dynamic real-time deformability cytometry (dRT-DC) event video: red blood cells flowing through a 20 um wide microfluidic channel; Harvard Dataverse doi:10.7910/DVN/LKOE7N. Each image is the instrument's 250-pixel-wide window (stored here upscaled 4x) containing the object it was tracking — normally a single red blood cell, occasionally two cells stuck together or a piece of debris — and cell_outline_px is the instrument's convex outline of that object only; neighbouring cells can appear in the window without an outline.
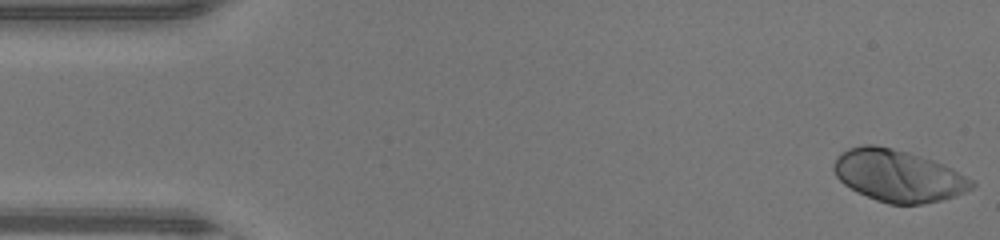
{"species": "human", "species_latin": "Homo sapiens", "temperature_condition": "warm", "stored_images_in_passage": 46, "camera_frame_rate_fps": 3000, "um_per_image_px": 0.085, "donor": {"sex": "male"}, "frame": {"image": 1, "passage_image": 1, "time_ms": 0.0, "image_size_px": [1000, 240], "cell_outline_px": [[976, 184], [972, 188], [956, 196], [940, 200], [920, 204], [888, 204], [876, 200], [856, 192], [844, 184], [836, 176], [832, 168], [832, 164], [836, 156], [840, 152], [848, 148], [864, 144], [876, 144], [908, 152], [944, 164], [976, 180]], "centroid_in_image_um": [76.33, 14.93], "position_along_channel_um": 8.7, "area_um2": 42.14}}
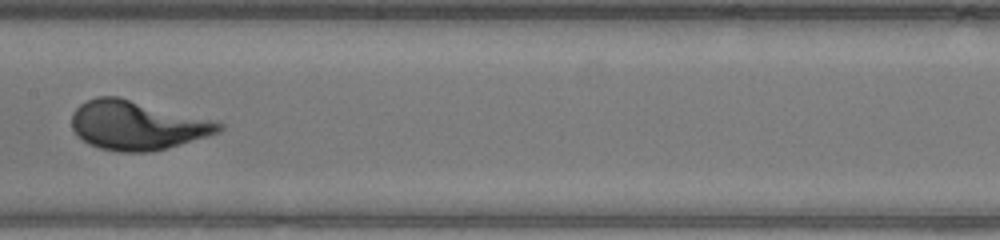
{"frame": {"image": 2, "passage_image": 23, "time_ms": 7.333, "image_size_px": [1000, 240], "cell_outline_px": [[224, 128], [220, 132], [208, 136], [180, 144], [148, 152], [120, 152], [100, 148], [88, 144], [76, 136], [72, 128], [72, 112], [80, 104], [96, 96], [120, 96], [224, 124]], "centroid_in_image_um": [11.59, 10.65], "position_along_channel_um": 195.8, "area_um2": 41.85}}
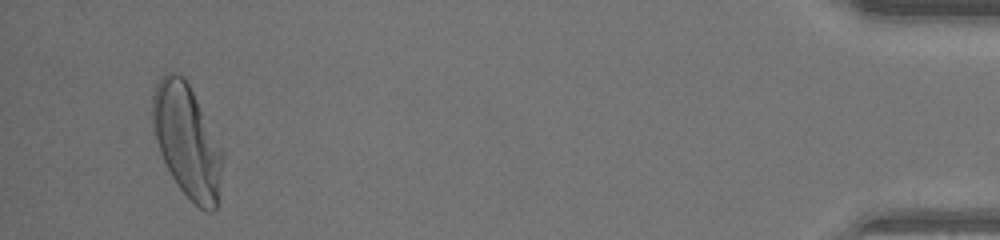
{"frame": {"image": 3, "passage_image": 44, "time_ms": 14.333, "image_size_px": [1000, 240], "cell_outline_px": [[224, 160], [216, 208], [212, 212], [204, 212], [176, 184], [160, 152], [152, 120], [152, 96], [156, 84], [168, 72], [176, 72], [184, 76], [224, 148]], "centroid_in_image_um": [15.94, 11.98], "position_along_channel_um": 419.3, "area_um2": 46.12}}